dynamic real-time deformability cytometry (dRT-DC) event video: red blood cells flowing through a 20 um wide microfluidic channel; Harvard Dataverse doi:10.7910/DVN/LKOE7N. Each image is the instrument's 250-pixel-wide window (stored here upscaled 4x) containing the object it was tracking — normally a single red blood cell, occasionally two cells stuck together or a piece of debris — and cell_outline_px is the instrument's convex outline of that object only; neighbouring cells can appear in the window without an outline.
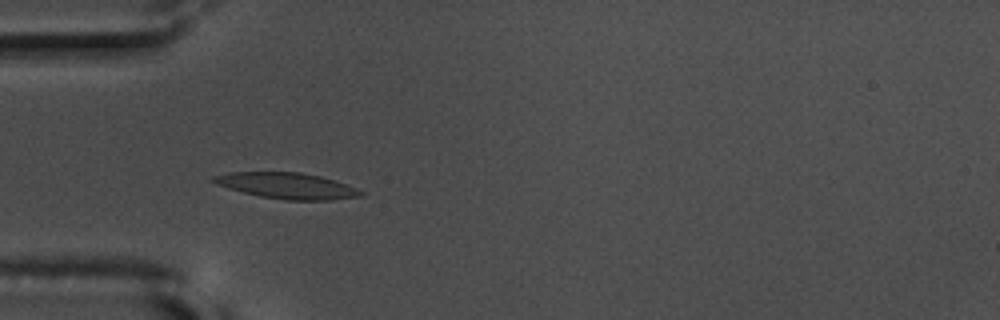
{"species": "common noctule bat (a hibernating species)", "species_latin": "Nyctalus noctula", "temperature_condition": "warm", "stored_images_in_passage": 57, "camera_frame_rate_fps": 3000, "um_per_image_px": 0.085, "animal": {"sex": "male", "body_mass_g": 17.5, "forearm_length_mm": 52.3}, "frame": {"image": 1, "passage_image": 18, "time_ms": 5.667, "image_size_px": [1000, 320], "cell_outline_px": [[364, 192], [360, 196], [332, 200], [284, 200], [260, 196], [228, 188], [216, 184], [212, 180], [212, 176], [228, 172], [300, 172], [320, 176], [336, 180], [356, 188]], "centroid_in_image_um": [24.39, 15.78], "position_along_channel_um": 60.6, "area_um2": 22.25}}
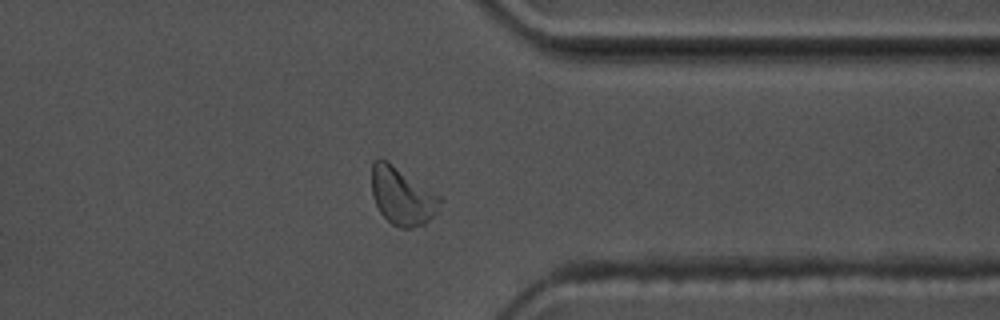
{"frame": {"image": 2, "passage_image": 45, "time_ms": 14.667, "image_size_px": [1000, 320], "cell_outline_px": [[440, 200], [436, 212], [424, 224], [412, 228], [400, 228], [392, 224], [380, 212], [372, 196], [372, 164], [380, 156], [388, 160], [440, 196]], "centroid_in_image_um": [34.14, 16.65], "position_along_channel_um": 377.3, "area_um2": 22.72}}
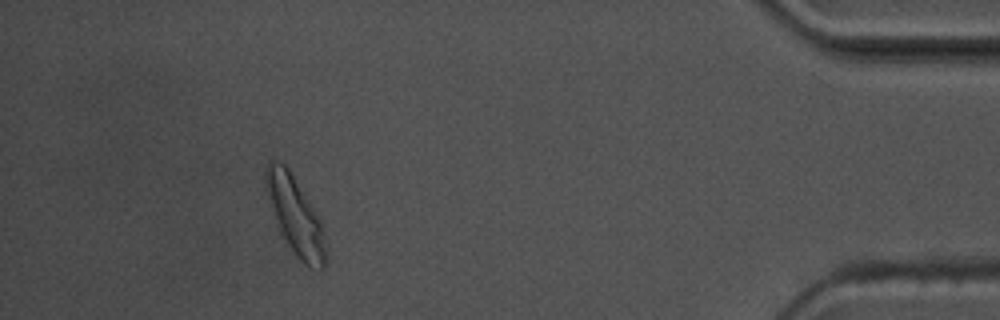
{"frame": {"image": 3, "passage_image": 52, "time_ms": 17.0, "image_size_px": [1000, 320], "cell_outline_px": [[324, 268], [312, 268], [304, 264], [284, 244], [280, 236], [264, 184], [264, 172], [268, 164], [272, 160], [276, 160], [284, 164], [288, 168], [316, 212], [320, 220], [324, 236]], "centroid_in_image_um": [25.04, 18.33], "position_along_channel_um": 410.2, "area_um2": 26.93}, "authors_computed_cell_mechanics": {"area_um2": 21.1548, "velocity_mm_per_s": 3.6154, "shape_relaxation_time_tau1_ms": 2.6592, "shape_relaxation_time_tau2_ms": 1.6986, "deformation_change_tau1": 0.1325, "deformation_change_tau2": 0.0861}}